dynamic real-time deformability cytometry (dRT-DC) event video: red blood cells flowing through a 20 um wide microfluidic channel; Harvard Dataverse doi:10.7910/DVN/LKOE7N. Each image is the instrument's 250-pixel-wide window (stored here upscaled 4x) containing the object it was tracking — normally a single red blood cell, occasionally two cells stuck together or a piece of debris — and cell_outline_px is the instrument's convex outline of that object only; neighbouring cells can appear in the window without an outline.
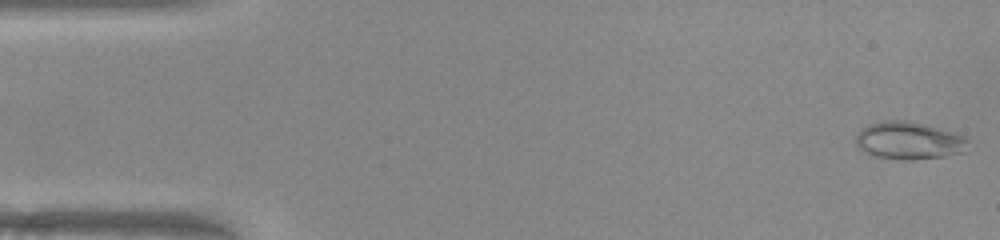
{"species": "common noctule bat (a hibernating species)", "species_latin": "Nyctalus noctula", "temperature_condition": "warm", "stored_images_in_passage": 51, "camera_frame_rate_fps": 3000, "um_per_image_px": 0.085, "animal": {"sex": "female", "body_mass_g": 22.0, "forearm_length_mm": 56.7}, "frame": {"image": 1, "passage_image": 1, "time_ms": 0.0, "image_size_px": [1000, 240], "cell_outline_px": [[968, 140], [964, 152], [948, 156], [912, 160], [904, 160], [872, 156], [856, 148], [856, 136], [868, 124], [884, 120], [908, 120], [924, 124], [964, 136]], "centroid_in_image_um": [77.22, 11.96], "position_along_channel_um": 7.8, "area_um2": 24.62}}
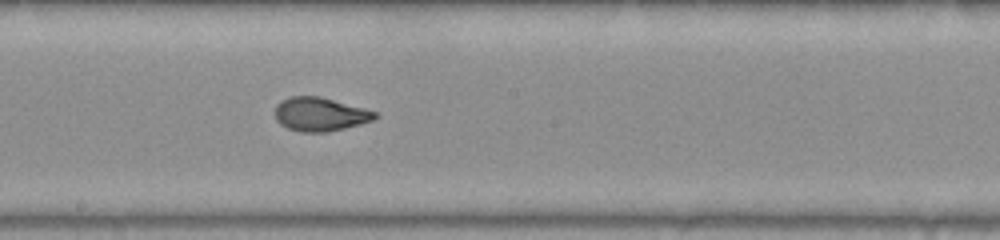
{"frame": {"image": 2, "passage_image": 27, "time_ms": 8.667, "image_size_px": [1000, 240], "cell_outline_px": [[380, 116], [372, 120], [360, 124], [328, 132], [300, 132], [288, 128], [280, 124], [276, 120], [276, 104], [280, 100], [292, 96], [320, 96], [380, 112]], "centroid_in_image_um": [27.23, 9.7], "position_along_channel_um": 221.0, "area_um2": 19.83}}
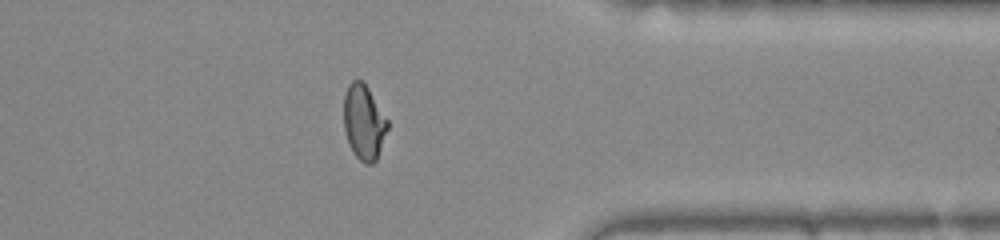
{"frame": {"image": 3, "passage_image": 40, "time_ms": 13.0, "image_size_px": [1000, 240], "cell_outline_px": [[388, 128], [376, 160], [372, 164], [364, 164], [356, 156], [348, 144], [344, 128], [344, 92], [348, 84], [352, 80], [364, 80], [388, 120]], "centroid_in_image_um": [30.92, 10.36], "position_along_channel_um": 380.5, "area_um2": 19.31}, "authors_computed_cell_mechanics": {"area_um2": 20.0566, "velocity_mm_per_s": 3.9773, "shape_relaxation_time_tau1_ms": 7.3266, "shape_relaxation_time_tau2_ms": 0.9195, "deformation_change_tau1": 0.2631, "deformation_change_tau2": 0.0642}}